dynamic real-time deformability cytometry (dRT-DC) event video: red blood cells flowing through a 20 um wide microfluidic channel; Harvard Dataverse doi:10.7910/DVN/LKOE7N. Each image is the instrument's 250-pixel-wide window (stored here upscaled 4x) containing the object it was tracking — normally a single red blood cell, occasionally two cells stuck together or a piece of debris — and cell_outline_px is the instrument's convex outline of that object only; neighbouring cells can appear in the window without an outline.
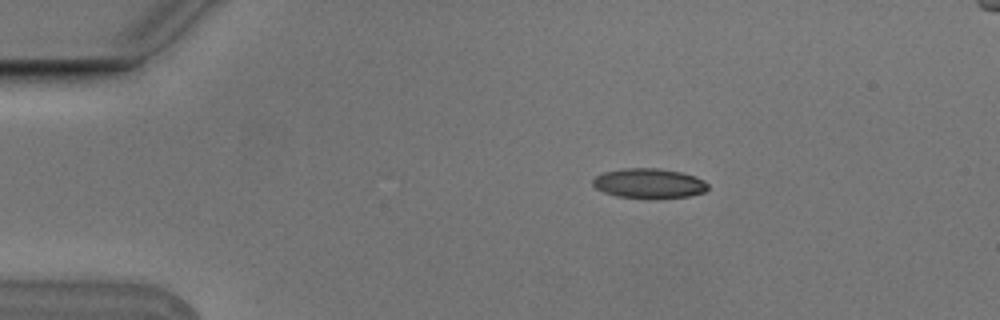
{"species": "Egyptian fruit bat (a non-hibernating species)", "species_latin": "Rousettus aegyptiacus", "temperature_condition": "cold", "stored_images_in_passage": 5, "camera_frame_rate_fps": 3000, "um_per_image_px": 0.085, "animal": {"sex": "male"}, "frame": {"image": 1, "passage_image": 5, "time_ms": 1.333, "image_size_px": [1000, 320], "cell_outline_px": [[708, 188], [704, 192], [688, 196], [616, 196], [604, 192], [596, 188], [592, 184], [592, 180], [596, 176], [604, 172], [624, 168], [660, 168], [680, 172], [696, 176], [704, 180], [708, 184]], "centroid_in_image_um": [55.16, 15.54], "position_along_channel_um": 29.8, "area_um2": 19.36}}